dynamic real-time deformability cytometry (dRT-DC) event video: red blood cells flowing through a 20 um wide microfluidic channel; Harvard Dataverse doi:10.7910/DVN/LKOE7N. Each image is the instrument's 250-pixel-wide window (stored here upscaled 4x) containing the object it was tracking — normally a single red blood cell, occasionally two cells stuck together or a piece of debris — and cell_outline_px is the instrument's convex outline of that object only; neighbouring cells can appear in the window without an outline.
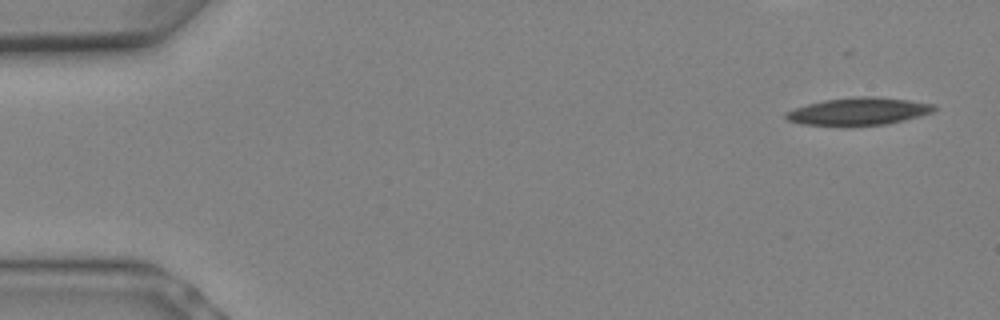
{"species": "Egyptian fruit bat (a non-hibernating species)", "species_latin": "Rousettus aegyptiacus", "temperature_condition": "warm", "stored_images_in_passage": 9, "camera_frame_rate_fps": 3000, "um_per_image_px": 0.085, "animal": {"sex": "female"}, "frame": {"image": 1, "passage_image": 1, "time_ms": 0.0, "image_size_px": [1000, 320], "cell_outline_px": [[936, 108], [932, 112], [920, 116], [904, 120], [884, 124], [848, 128], [800, 124], [788, 120], [784, 116], [784, 112], [792, 108], [824, 100], [852, 96], [872, 96], [908, 100], [936, 104]], "centroid_in_image_um": [72.91, 9.49], "position_along_channel_um": 12.1, "area_um2": 24.57}}